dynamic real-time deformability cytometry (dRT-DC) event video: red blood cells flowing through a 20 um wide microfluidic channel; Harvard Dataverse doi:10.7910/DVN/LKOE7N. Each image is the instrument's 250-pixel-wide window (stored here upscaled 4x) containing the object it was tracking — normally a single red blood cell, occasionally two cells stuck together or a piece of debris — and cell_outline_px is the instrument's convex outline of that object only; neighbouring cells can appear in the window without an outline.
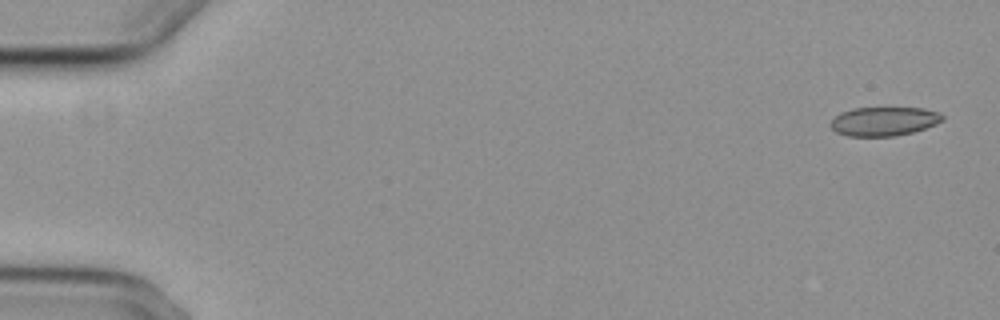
{"species": "common noctule bat (a hibernating species)", "species_latin": "Nyctalus noctula", "temperature_condition": "cold", "stored_images_in_passage": 3, "segment_of_instrument_passage": [2, 2], "camera_frame_rate_fps": 3000, "um_per_image_px": 0.085, "animal": {"sex": "female", "body_mass_g": 29.2, "forearm_length_mm": 56.3}, "frame": {"image": 1, "passage_image": 3, "time_ms": 2.333, "image_size_px": [1000, 320], "cell_outline_px": [[944, 120], [936, 124], [912, 132], [896, 136], [848, 136], [836, 132], [828, 124], [840, 112], [852, 108], [924, 108], [940, 112], [944, 116]], "centroid_in_image_um": [75.14, 10.31], "position_along_channel_um": 9.9, "area_um2": 18.96}}